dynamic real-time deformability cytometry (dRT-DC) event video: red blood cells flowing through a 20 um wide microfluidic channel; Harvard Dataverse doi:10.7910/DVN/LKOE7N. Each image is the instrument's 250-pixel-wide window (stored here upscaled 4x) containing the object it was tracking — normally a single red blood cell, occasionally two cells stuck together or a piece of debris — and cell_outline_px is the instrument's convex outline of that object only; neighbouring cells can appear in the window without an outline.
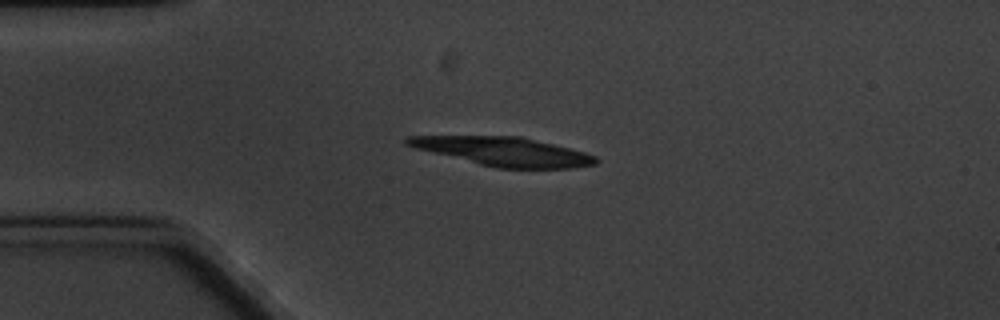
{"species": "common noctule bat (a hibernating species)", "species_latin": "Nyctalus noctula", "temperature_condition": "cold", "stored_images_in_passage": 4, "camera_frame_rate_fps": 3000, "um_per_image_px": 0.085, "animal": {"sex": "male", "body_mass_g": 20.1, "forearm_length_mm": 53.5}, "frame": {"image": 1, "passage_image": 3, "time_ms": 2.333, "image_size_px": [1000, 320], "cell_outline_px": [[600, 160], [596, 164], [572, 168], [496, 168], [416, 148], [404, 144], [404, 140], [408, 136], [520, 136], [584, 152], [596, 156]], "centroid_in_image_um": [42.82, 12.88], "position_along_channel_um": 42.2, "area_um2": 31.15}}